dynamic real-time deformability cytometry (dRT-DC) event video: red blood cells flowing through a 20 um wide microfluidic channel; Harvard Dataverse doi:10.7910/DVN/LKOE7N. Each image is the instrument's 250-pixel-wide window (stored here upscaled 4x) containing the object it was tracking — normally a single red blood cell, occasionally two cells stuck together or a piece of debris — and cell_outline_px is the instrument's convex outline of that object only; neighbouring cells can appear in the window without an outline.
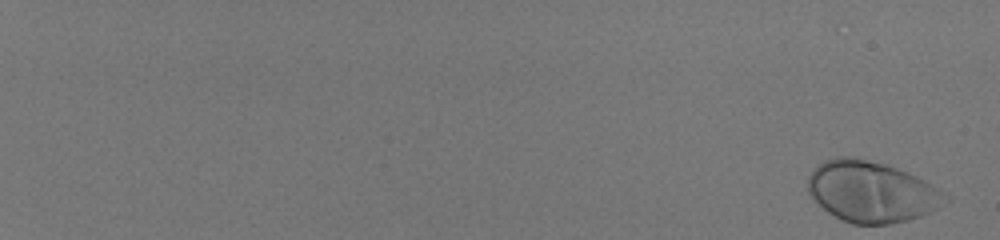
{"species": "human", "species_latin": "Homo sapiens", "temperature_condition": "room temperature", "stored_images_in_passage": 55, "camera_frame_rate_fps": 3000, "um_per_image_px": 0.085, "donor": {"sex": "male"}, "frame": {"image": 1, "passage_image": 1, "time_ms": 0.0, "image_size_px": [1000, 240], "cell_outline_px": [[936, 188], [928, 212], [920, 216], [908, 220], [888, 224], [852, 224], [828, 212], [808, 192], [808, 176], [824, 160], [836, 156], [852, 156], [884, 164], [908, 172], [924, 180]], "centroid_in_image_um": [73.86, 16.26], "position_along_channel_um": 11.1, "area_um2": 46.59}}
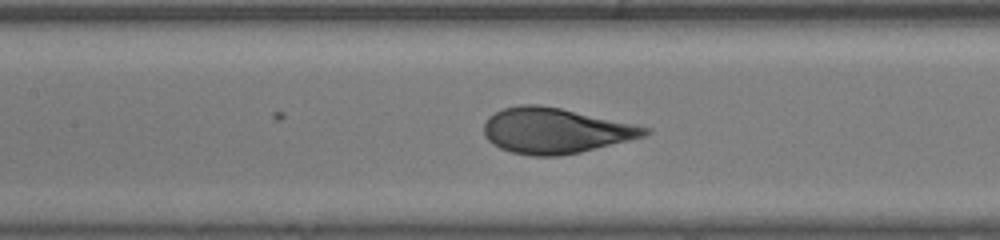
{"frame": {"image": 2, "passage_image": 32, "time_ms": 10.333, "image_size_px": [1000, 240], "cell_outline_px": [[652, 132], [644, 136], [580, 152], [560, 156], [532, 156], [512, 152], [500, 148], [492, 144], [484, 136], [484, 124], [488, 116], [504, 108], [520, 104], [536, 104], [560, 108], [652, 128]], "centroid_in_image_um": [47.17, 11.11], "position_along_channel_um": 160.2, "area_um2": 42.43}}
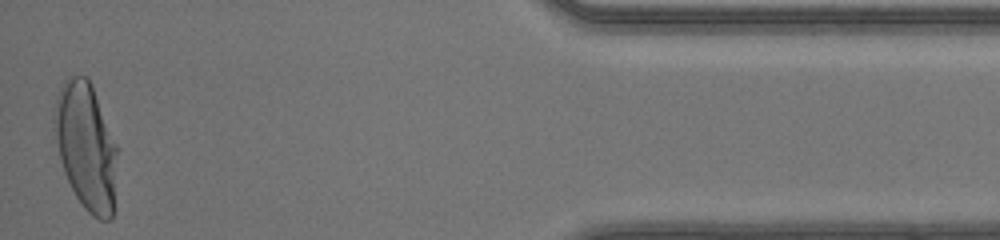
{"frame": {"image": 3, "passage_image": 55, "time_ms": 18.0, "image_size_px": [1000, 240], "cell_outline_px": [[116, 152], [112, 220], [100, 220], [92, 216], [84, 208], [76, 196], [64, 172], [60, 160], [56, 140], [52, 116], [52, 108], [60, 88], [64, 80], [72, 76], [88, 76], [92, 84], [116, 144]], "centroid_in_image_um": [7.28, 12.39], "position_along_channel_um": 427.9, "area_um2": 46.3}, "authors_computed_cell_mechanics": {"area_um2": 43.4656, "velocity_mm_per_s": 4.1307, "shape_relaxation_time_tau1_ms": 3.9227, "shape_relaxation_time_tau2_ms": null, "deformation_change_tau1": 0.2123, "deformation_change_tau2": null}}